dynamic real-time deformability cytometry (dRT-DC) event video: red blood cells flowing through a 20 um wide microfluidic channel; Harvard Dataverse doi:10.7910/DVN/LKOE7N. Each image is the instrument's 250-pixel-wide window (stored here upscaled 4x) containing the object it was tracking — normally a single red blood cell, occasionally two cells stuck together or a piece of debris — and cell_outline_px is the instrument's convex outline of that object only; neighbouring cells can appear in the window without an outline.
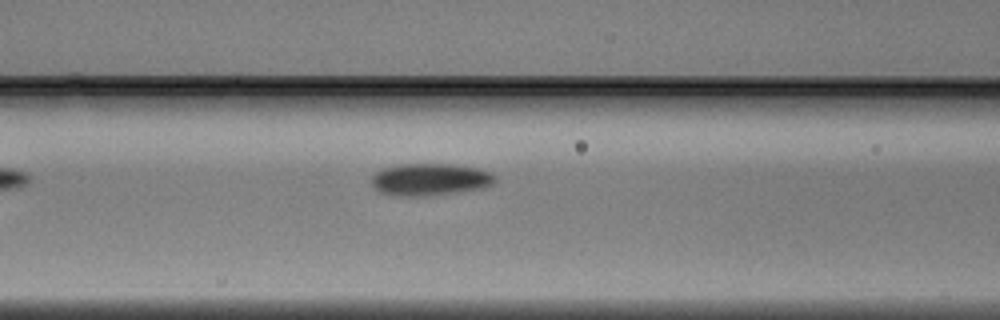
{"species": "Egyptian fruit bat (a non-hibernating species)", "species_latin": "Rousettus aegyptiacus", "temperature_condition": "warm", "stored_images_in_passage": 3, "camera_frame_rate_fps": 3000, "um_per_image_px": 0.085, "animal": {"sex": "male"}, "frame": {"image": 1, "passage_image": 3, "time_ms": 0.667, "image_size_px": [1000, 320], "cell_outline_px": [[496, 180], [492, 184], [480, 188], [456, 192], [424, 196], [396, 196], [380, 192], [372, 184], [372, 176], [376, 172], [384, 168], [400, 164], [452, 164], [476, 168], [492, 172], [496, 176]], "centroid_in_image_um": [36.55, 15.25], "position_along_channel_um": 130.0, "area_um2": 23.0}}